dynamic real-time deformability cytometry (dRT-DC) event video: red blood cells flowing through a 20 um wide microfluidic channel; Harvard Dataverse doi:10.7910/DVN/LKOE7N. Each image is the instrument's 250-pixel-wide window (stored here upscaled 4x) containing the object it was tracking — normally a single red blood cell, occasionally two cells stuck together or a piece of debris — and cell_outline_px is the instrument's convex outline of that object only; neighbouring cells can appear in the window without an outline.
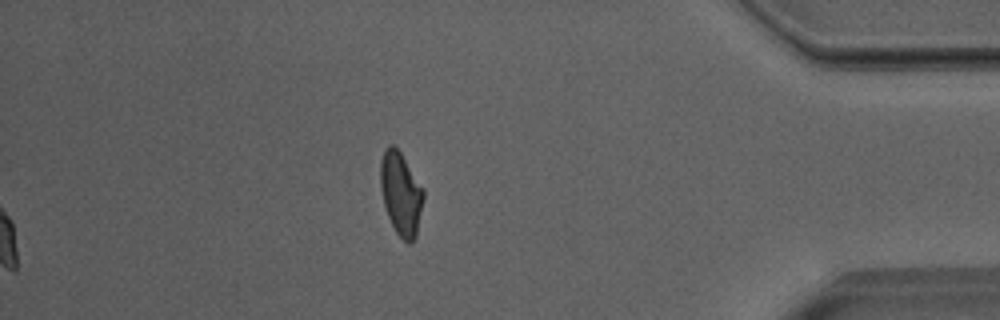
{"species": "Egyptian fruit bat (a non-hibernating species)", "species_latin": "Rousettus aegyptiacus", "temperature_condition": "room temperature", "stored_images_in_passage": 37, "camera_frame_rate_fps": 3000, "um_per_image_px": 0.085, "animal": {"sex": "male"}, "frame": {"image": 1, "passage_image": 37, "time_ms": 12.0, "image_size_px": [1000, 320], "cell_outline_px": [[424, 196], [416, 236], [408, 244], [396, 232], [388, 216], [384, 204], [380, 188], [380, 160], [384, 148], [388, 144], [392, 144], [400, 152], [424, 188]], "centroid_in_image_um": [34.06, 16.41], "position_along_channel_um": 401.1, "area_um2": 20.81}, "authors_computed_cell_mechanics": {"area_um2": 21.2704, "velocity_mm_per_s": 4.0184, "shape_relaxation_time_tau1_ms": 8.3671, "shape_relaxation_time_tau2_ms": 2.0939, "deformation_change_tau1": 0.2122, "deformation_change_tau2": 0.0794}}